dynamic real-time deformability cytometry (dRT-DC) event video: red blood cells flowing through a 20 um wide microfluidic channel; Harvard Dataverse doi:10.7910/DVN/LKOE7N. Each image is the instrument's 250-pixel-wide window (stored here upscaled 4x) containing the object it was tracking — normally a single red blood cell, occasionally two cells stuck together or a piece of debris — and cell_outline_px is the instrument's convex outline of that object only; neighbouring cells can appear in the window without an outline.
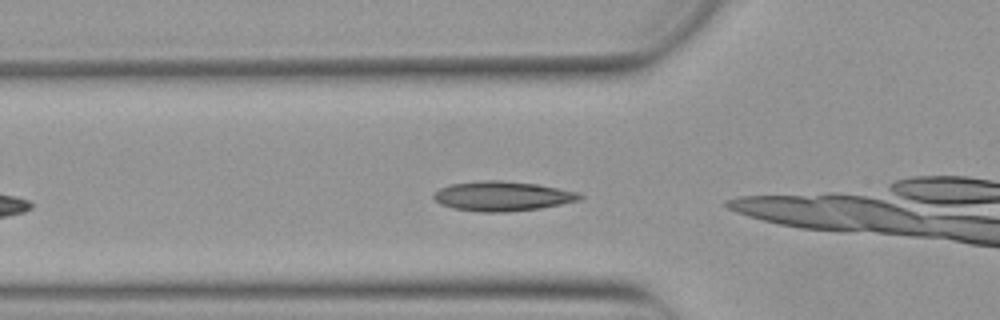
{"species": "Egyptian fruit bat (a non-hibernating species)", "species_latin": "Rousettus aegyptiacus", "temperature_condition": "warm", "stored_images_in_passage": 10, "camera_frame_rate_fps": 3000, "um_per_image_px": 0.085, "animal": {"sex": "female"}, "frame": {"image": 1, "passage_image": 2, "time_ms": 0.333, "image_size_px": [1000, 320], "cell_outline_px": [[584, 196], [580, 200], [540, 208], [508, 212], [480, 212], [452, 208], [440, 204], [432, 196], [440, 188], [448, 184], [480, 180], [500, 180], [536, 184], [576, 192]], "centroid_in_image_um": [42.65, 16.67], "position_along_channel_um": 83.1, "area_um2": 25.2}}
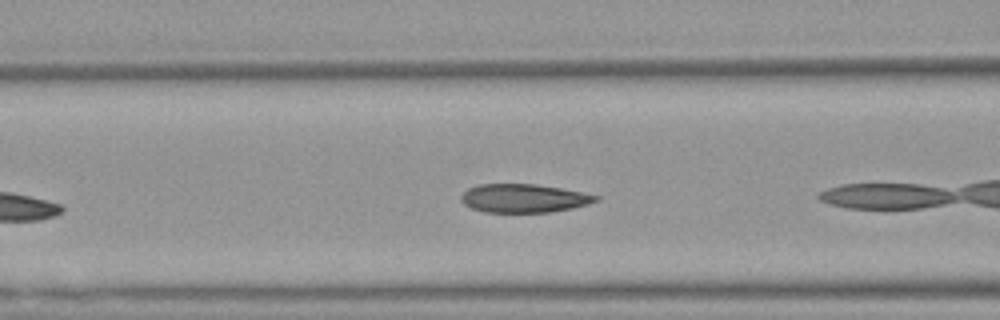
{"frame": {"image": 2, "passage_image": 5, "time_ms": 1.333, "image_size_px": [1000, 320], "cell_outline_px": [[600, 200], [588, 204], [572, 208], [548, 212], [484, 212], [472, 208], [464, 204], [460, 200], [460, 196], [468, 188], [476, 184], [536, 184], [560, 188], [600, 196]], "centroid_in_image_um": [44.5, 16.85], "position_along_channel_um": 122.1, "area_um2": 22.37}}